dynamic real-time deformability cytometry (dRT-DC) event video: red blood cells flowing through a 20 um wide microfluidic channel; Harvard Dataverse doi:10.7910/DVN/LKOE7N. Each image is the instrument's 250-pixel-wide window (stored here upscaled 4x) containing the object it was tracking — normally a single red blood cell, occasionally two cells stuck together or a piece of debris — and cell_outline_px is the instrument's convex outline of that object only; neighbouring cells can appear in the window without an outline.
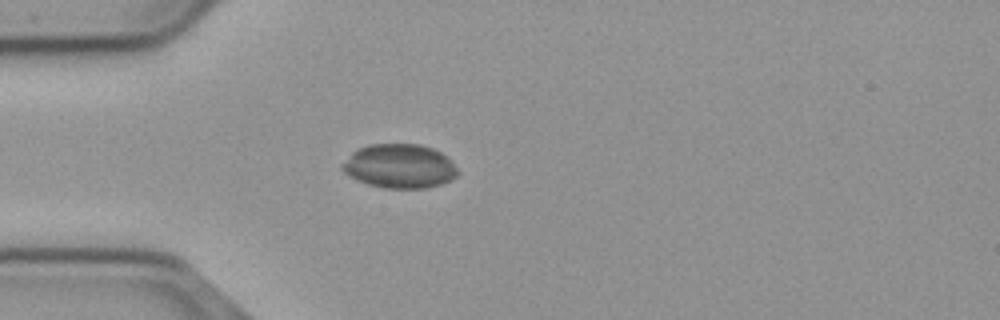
{"species": "common noctule bat (a hibernating species)", "species_latin": "Nyctalus noctula", "temperature_condition": "cold", "stored_images_in_passage": 50, "camera_frame_rate_fps": 3000, "um_per_image_px": 0.085, "animal": {"sex": "male", "body_mass_g": 23.1, "forearm_length_mm": 52.7}, "frame": {"image": 1, "passage_image": 13, "time_ms": 4.0, "image_size_px": [1000, 320], "cell_outline_px": [[460, 172], [456, 176], [440, 184], [424, 188], [384, 188], [368, 184], [356, 180], [344, 172], [340, 168], [340, 164], [352, 152], [368, 144], [420, 144], [432, 148], [448, 156], [452, 160]], "centroid_in_image_um": [33.95, 14.11], "position_along_channel_um": 51.0, "area_um2": 29.82}}
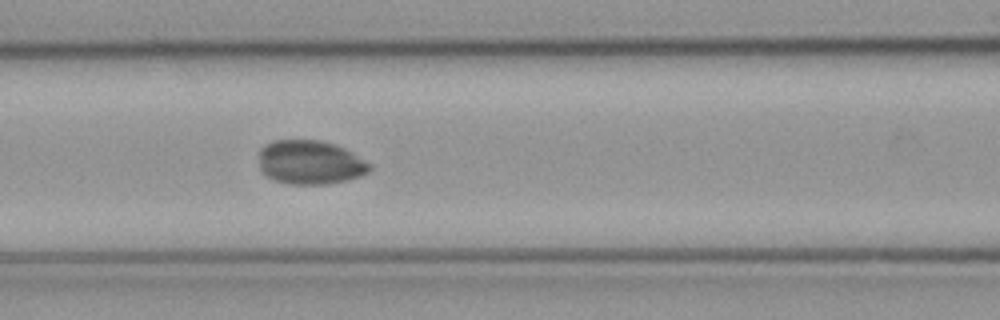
{"frame": {"image": 2, "passage_image": 21, "time_ms": 6.667, "image_size_px": [1000, 320], "cell_outline_px": [[372, 168], [368, 172], [360, 176], [328, 184], [288, 184], [276, 180], [268, 176], [260, 168], [260, 148], [264, 144], [272, 140], [320, 140], [336, 144], [352, 152], [372, 164]], "centroid_in_image_um": [26.38, 13.78], "position_along_channel_um": 140.2, "area_um2": 28.44}}
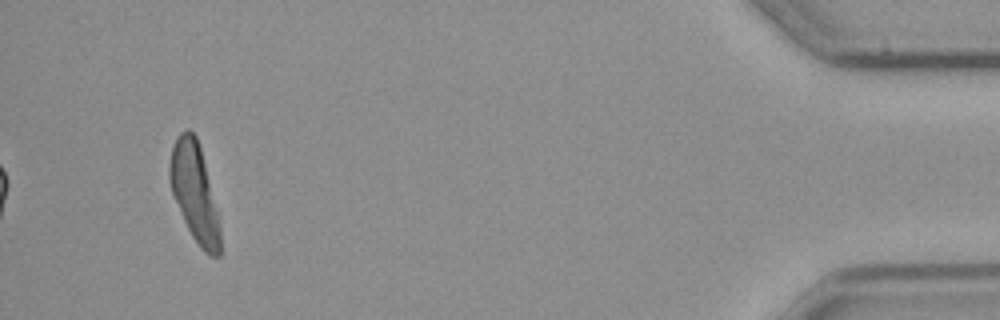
{"frame": {"image": 3, "passage_image": 50, "time_ms": 16.333, "image_size_px": [1000, 320], "cell_outline_px": [[220, 256], [208, 256], [200, 248], [192, 236], [184, 220], [172, 192], [168, 176], [168, 164], [172, 148], [180, 132], [188, 128], [196, 136], [200, 148], [220, 228]], "centroid_in_image_um": [16.5, 16.37], "position_along_channel_um": 418.7, "area_um2": 28.09}, "authors_computed_cell_mechanics": {"area_um2": 28.5243, "velocity_mm_per_s": 3.6983, "shape_relaxation_time_tau1_ms": null, "shape_relaxation_time_tau2_ms": 0.737, "deformation_change_tau1": null, "deformation_change_tau2": 0.0302}}